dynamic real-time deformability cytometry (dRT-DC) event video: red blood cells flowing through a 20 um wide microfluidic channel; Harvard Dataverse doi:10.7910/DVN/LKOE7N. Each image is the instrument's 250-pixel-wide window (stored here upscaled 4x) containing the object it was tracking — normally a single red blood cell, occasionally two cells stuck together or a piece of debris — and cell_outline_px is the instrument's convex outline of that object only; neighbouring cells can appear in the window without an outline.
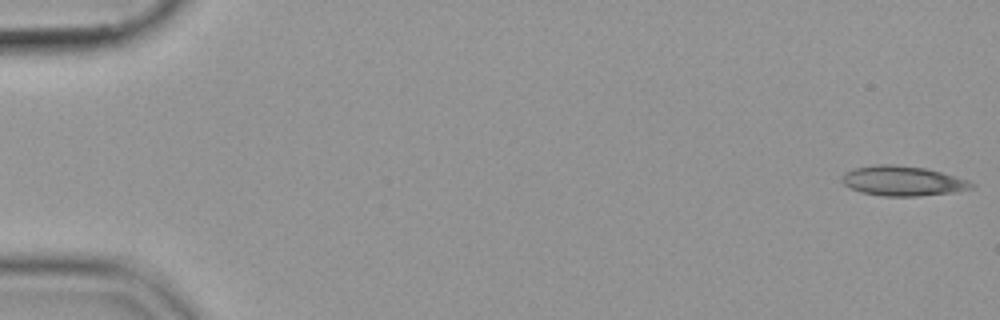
{"species": "common noctule bat (a hibernating species)", "species_latin": "Nyctalus noctula", "temperature_condition": "cold", "stored_images_in_passage": 12, "camera_frame_rate_fps": 3000, "um_per_image_px": 0.085, "animal": {"sex": "female", "body_mass_g": 19.9}, "frame": {"image": 1, "passage_image": 1, "time_ms": 0.0, "image_size_px": [1000, 320], "cell_outline_px": [[976, 184], [972, 188], [952, 192], [920, 196], [884, 196], [860, 192], [844, 184], [840, 180], [840, 176], [844, 172], [852, 168], [872, 164], [896, 164], [924, 168], [940, 172], [968, 180]], "centroid_in_image_um": [76.67, 15.36], "position_along_channel_um": 8.3, "area_um2": 22.66}}